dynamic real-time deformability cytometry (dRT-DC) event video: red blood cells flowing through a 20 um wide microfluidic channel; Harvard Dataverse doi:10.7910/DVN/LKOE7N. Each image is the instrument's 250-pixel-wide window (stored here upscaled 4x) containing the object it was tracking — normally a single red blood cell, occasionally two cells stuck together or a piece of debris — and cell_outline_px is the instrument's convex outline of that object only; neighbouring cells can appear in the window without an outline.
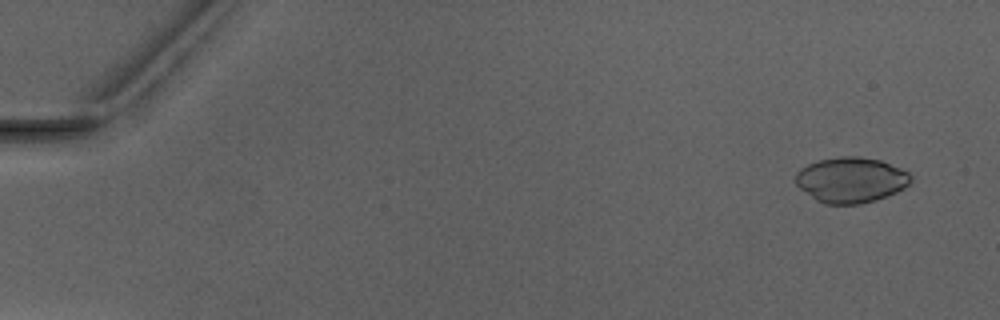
{"species": "Egyptian fruit bat (a non-hibernating species)", "species_latin": "Rousettus aegyptiacus", "temperature_condition": "warm", "stored_images_in_passage": 4, "camera_frame_rate_fps": 3000, "um_per_image_px": 0.085, "animal": {"sex": "male"}, "frame": {"image": 1, "passage_image": 1, "time_ms": 0.0, "image_size_px": [1000, 320], "cell_outline_px": [[912, 180], [904, 188], [896, 192], [876, 200], [860, 204], [824, 204], [816, 200], [800, 188], [796, 184], [796, 172], [800, 168], [808, 164], [820, 160], [840, 156], [860, 156], [880, 160], [900, 168], [908, 172], [912, 176]], "centroid_in_image_um": [72.33, 15.29], "position_along_channel_um": 12.7, "area_um2": 30.52}}
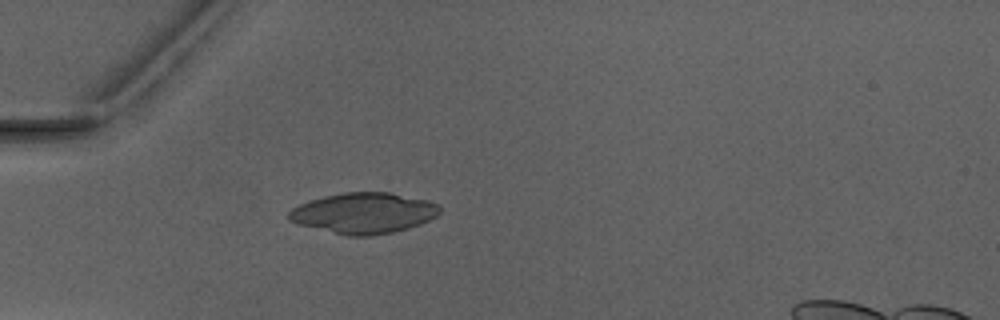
{"frame": {"image": 2, "passage_image": 4, "time_ms": 4.333, "image_size_px": [1000, 320], "cell_outline_px": [[440, 212], [436, 216], [420, 224], [408, 228], [392, 232], [372, 236], [348, 236], [300, 224], [288, 220], [288, 212], [292, 208], [300, 204], [324, 196], [344, 192], [388, 192], [428, 200], [440, 204]], "centroid_in_image_um": [30.94, 18.11], "position_along_channel_um": 54.1, "area_um2": 35.66}}